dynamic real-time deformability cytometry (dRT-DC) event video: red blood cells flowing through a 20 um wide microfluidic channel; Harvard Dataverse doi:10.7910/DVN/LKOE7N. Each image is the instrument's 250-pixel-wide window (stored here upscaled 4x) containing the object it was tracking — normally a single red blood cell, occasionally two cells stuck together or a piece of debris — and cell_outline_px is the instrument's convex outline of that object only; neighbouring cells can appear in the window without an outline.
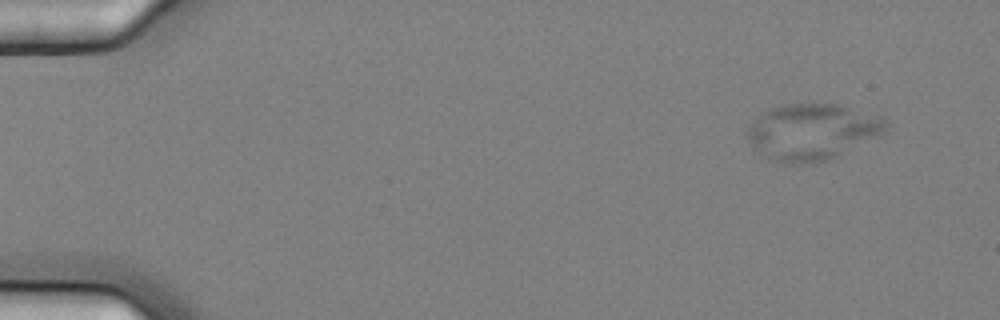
{"species": "common noctule bat (a hibernating species)", "species_latin": "Nyctalus noctula", "temperature_condition": "cold", "stored_images_in_passage": 6, "camera_frame_rate_fps": 3000, "um_per_image_px": 0.085, "animal": {"sex": "female", "body_mass_g": 25.1}, "frame": {"image": 1, "passage_image": 1, "time_ms": 0.0, "image_size_px": [1000, 320], "cell_outline_px": [[888, 132], [880, 136], [836, 156], [824, 160], [796, 164], [784, 164], [768, 156], [752, 144], [748, 136], [748, 132], [756, 120], [768, 108], [788, 104], [844, 104], [880, 116], [888, 120]], "centroid_in_image_um": [69.16, 11.17], "position_along_channel_um": 15.8, "area_um2": 44.74}}
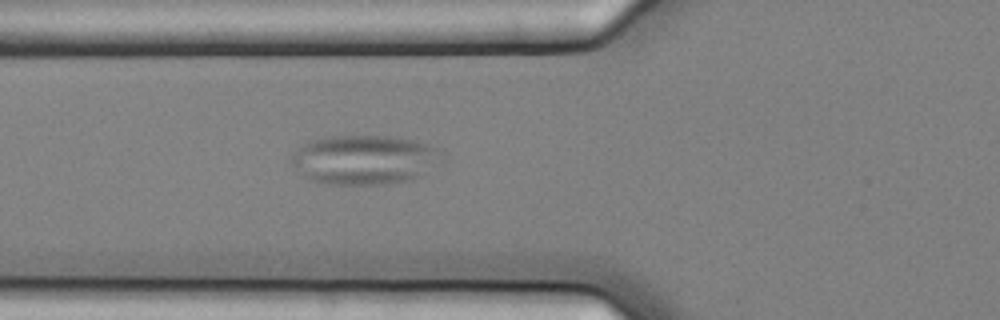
{"frame": {"image": 2, "passage_image": 6, "time_ms": 1.667, "image_size_px": [1000, 320], "cell_outline_px": [[444, 160], [412, 180], [388, 184], [328, 184], [308, 180], [292, 164], [292, 156], [296, 148], [308, 140], [332, 136], [388, 136], [412, 140], [428, 144], [436, 148], [444, 156]], "centroid_in_image_um": [30.96, 13.58], "position_along_channel_um": 94.8, "area_um2": 43.41}}